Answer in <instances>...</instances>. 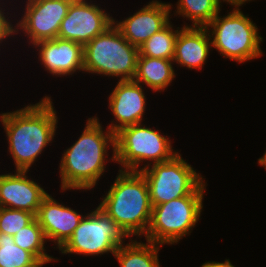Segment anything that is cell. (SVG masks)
Masks as SVG:
<instances>
[{"label":"cell","instance_id":"cell-1","mask_svg":"<svg viewBox=\"0 0 266 267\" xmlns=\"http://www.w3.org/2000/svg\"><path fill=\"white\" fill-rule=\"evenodd\" d=\"M51 100L45 96L36 104L0 114L16 170L28 171L53 140L58 120Z\"/></svg>","mask_w":266,"mask_h":267},{"label":"cell","instance_id":"cell-2","mask_svg":"<svg viewBox=\"0 0 266 267\" xmlns=\"http://www.w3.org/2000/svg\"><path fill=\"white\" fill-rule=\"evenodd\" d=\"M109 145L113 149L111 159L115 161V134L109 129L104 132L97 117L88 118L79 139L62 156L59 165L62 190L92 189L106 170Z\"/></svg>","mask_w":266,"mask_h":267},{"label":"cell","instance_id":"cell-3","mask_svg":"<svg viewBox=\"0 0 266 267\" xmlns=\"http://www.w3.org/2000/svg\"><path fill=\"white\" fill-rule=\"evenodd\" d=\"M99 207L128 237L145 236L151 222L152 205L144 175L140 171L119 170Z\"/></svg>","mask_w":266,"mask_h":267},{"label":"cell","instance_id":"cell-4","mask_svg":"<svg viewBox=\"0 0 266 267\" xmlns=\"http://www.w3.org/2000/svg\"><path fill=\"white\" fill-rule=\"evenodd\" d=\"M139 48L131 45L112 24L103 33L84 45V71L133 80Z\"/></svg>","mask_w":266,"mask_h":267},{"label":"cell","instance_id":"cell-5","mask_svg":"<svg viewBox=\"0 0 266 267\" xmlns=\"http://www.w3.org/2000/svg\"><path fill=\"white\" fill-rule=\"evenodd\" d=\"M205 182L191 195L152 206L146 241L155 244H176L191 233L203 210Z\"/></svg>","mask_w":266,"mask_h":267},{"label":"cell","instance_id":"cell-6","mask_svg":"<svg viewBox=\"0 0 266 267\" xmlns=\"http://www.w3.org/2000/svg\"><path fill=\"white\" fill-rule=\"evenodd\" d=\"M219 13L206 26L211 27L212 47L222 56L243 63L262 55L258 28L239 8H234L227 16Z\"/></svg>","mask_w":266,"mask_h":267},{"label":"cell","instance_id":"cell-7","mask_svg":"<svg viewBox=\"0 0 266 267\" xmlns=\"http://www.w3.org/2000/svg\"><path fill=\"white\" fill-rule=\"evenodd\" d=\"M168 139L142 123L124 127L115 133V161L127 171H140L144 160L153 164L169 161L178 152Z\"/></svg>","mask_w":266,"mask_h":267},{"label":"cell","instance_id":"cell-8","mask_svg":"<svg viewBox=\"0 0 266 267\" xmlns=\"http://www.w3.org/2000/svg\"><path fill=\"white\" fill-rule=\"evenodd\" d=\"M151 164H145L140 172L147 181L152 206L191 195L205 182L179 153L169 161Z\"/></svg>","mask_w":266,"mask_h":267},{"label":"cell","instance_id":"cell-9","mask_svg":"<svg viewBox=\"0 0 266 267\" xmlns=\"http://www.w3.org/2000/svg\"><path fill=\"white\" fill-rule=\"evenodd\" d=\"M128 236L100 207L83 216L73 235L59 249L62 254L103 255L123 245Z\"/></svg>","mask_w":266,"mask_h":267},{"label":"cell","instance_id":"cell-10","mask_svg":"<svg viewBox=\"0 0 266 267\" xmlns=\"http://www.w3.org/2000/svg\"><path fill=\"white\" fill-rule=\"evenodd\" d=\"M73 0H27L26 10L16 27L35 45L58 37L61 21L68 13ZM20 29V30H18Z\"/></svg>","mask_w":266,"mask_h":267},{"label":"cell","instance_id":"cell-11","mask_svg":"<svg viewBox=\"0 0 266 267\" xmlns=\"http://www.w3.org/2000/svg\"><path fill=\"white\" fill-rule=\"evenodd\" d=\"M113 19L95 3L73 0L67 15L61 21L58 37L84 46L110 27Z\"/></svg>","mask_w":266,"mask_h":267},{"label":"cell","instance_id":"cell-12","mask_svg":"<svg viewBox=\"0 0 266 267\" xmlns=\"http://www.w3.org/2000/svg\"><path fill=\"white\" fill-rule=\"evenodd\" d=\"M171 5L162 1H151L123 21L113 19V24L131 45L139 48L170 22Z\"/></svg>","mask_w":266,"mask_h":267},{"label":"cell","instance_id":"cell-13","mask_svg":"<svg viewBox=\"0 0 266 267\" xmlns=\"http://www.w3.org/2000/svg\"><path fill=\"white\" fill-rule=\"evenodd\" d=\"M140 83L134 80L118 81L109 96V108L116 118L107 127L112 133L142 122L146 97Z\"/></svg>","mask_w":266,"mask_h":267},{"label":"cell","instance_id":"cell-14","mask_svg":"<svg viewBox=\"0 0 266 267\" xmlns=\"http://www.w3.org/2000/svg\"><path fill=\"white\" fill-rule=\"evenodd\" d=\"M29 171L0 175V207L26 210L35 216L48 193L26 176Z\"/></svg>","mask_w":266,"mask_h":267},{"label":"cell","instance_id":"cell-15","mask_svg":"<svg viewBox=\"0 0 266 267\" xmlns=\"http://www.w3.org/2000/svg\"><path fill=\"white\" fill-rule=\"evenodd\" d=\"M39 49V58L52 75H72L76 70L84 71V46L71 40L56 37L33 45ZM40 47V48H39Z\"/></svg>","mask_w":266,"mask_h":267},{"label":"cell","instance_id":"cell-16","mask_svg":"<svg viewBox=\"0 0 266 267\" xmlns=\"http://www.w3.org/2000/svg\"><path fill=\"white\" fill-rule=\"evenodd\" d=\"M83 216L72 208L58 203L48 194L42 200L35 217L43 229L46 240L54 241L60 249L73 235Z\"/></svg>","mask_w":266,"mask_h":267},{"label":"cell","instance_id":"cell-17","mask_svg":"<svg viewBox=\"0 0 266 267\" xmlns=\"http://www.w3.org/2000/svg\"><path fill=\"white\" fill-rule=\"evenodd\" d=\"M207 27L183 26L175 42L173 62L188 69H202L212 48Z\"/></svg>","mask_w":266,"mask_h":267},{"label":"cell","instance_id":"cell-18","mask_svg":"<svg viewBox=\"0 0 266 267\" xmlns=\"http://www.w3.org/2000/svg\"><path fill=\"white\" fill-rule=\"evenodd\" d=\"M173 60L138 56L134 81L153 91H164L175 77Z\"/></svg>","mask_w":266,"mask_h":267},{"label":"cell","instance_id":"cell-19","mask_svg":"<svg viewBox=\"0 0 266 267\" xmlns=\"http://www.w3.org/2000/svg\"><path fill=\"white\" fill-rule=\"evenodd\" d=\"M130 241L124 246L120 245L114 254L121 267H160L158 252L162 245Z\"/></svg>","mask_w":266,"mask_h":267},{"label":"cell","instance_id":"cell-20","mask_svg":"<svg viewBox=\"0 0 266 267\" xmlns=\"http://www.w3.org/2000/svg\"><path fill=\"white\" fill-rule=\"evenodd\" d=\"M172 28L173 26L171 22H169L164 28L149 37V39L139 47L138 56L173 60L175 42L180 28L177 30H173Z\"/></svg>","mask_w":266,"mask_h":267},{"label":"cell","instance_id":"cell-21","mask_svg":"<svg viewBox=\"0 0 266 267\" xmlns=\"http://www.w3.org/2000/svg\"><path fill=\"white\" fill-rule=\"evenodd\" d=\"M220 0H179L176 14L192 21L191 27H206L220 13Z\"/></svg>","mask_w":266,"mask_h":267},{"label":"cell","instance_id":"cell-22","mask_svg":"<svg viewBox=\"0 0 266 267\" xmlns=\"http://www.w3.org/2000/svg\"><path fill=\"white\" fill-rule=\"evenodd\" d=\"M13 238L16 245L29 251L35 258H53L45 252L44 244L47 240L36 217Z\"/></svg>","mask_w":266,"mask_h":267},{"label":"cell","instance_id":"cell-23","mask_svg":"<svg viewBox=\"0 0 266 267\" xmlns=\"http://www.w3.org/2000/svg\"><path fill=\"white\" fill-rule=\"evenodd\" d=\"M36 258L15 244L11 235L0 232V267H23Z\"/></svg>","mask_w":266,"mask_h":267},{"label":"cell","instance_id":"cell-24","mask_svg":"<svg viewBox=\"0 0 266 267\" xmlns=\"http://www.w3.org/2000/svg\"><path fill=\"white\" fill-rule=\"evenodd\" d=\"M34 218L35 215L26 210L0 207V232L14 236Z\"/></svg>","mask_w":266,"mask_h":267},{"label":"cell","instance_id":"cell-25","mask_svg":"<svg viewBox=\"0 0 266 267\" xmlns=\"http://www.w3.org/2000/svg\"><path fill=\"white\" fill-rule=\"evenodd\" d=\"M1 7L0 8V43L3 42L4 39H8L6 37H9L10 35H15L16 33V27H13V24L10 22V20H8V18L6 19L5 14V9H3ZM9 21V22H8Z\"/></svg>","mask_w":266,"mask_h":267},{"label":"cell","instance_id":"cell-26","mask_svg":"<svg viewBox=\"0 0 266 267\" xmlns=\"http://www.w3.org/2000/svg\"><path fill=\"white\" fill-rule=\"evenodd\" d=\"M201 267H234L231 262L229 261V259H226L225 262H215V261H209V262H205L203 263V265H201Z\"/></svg>","mask_w":266,"mask_h":267},{"label":"cell","instance_id":"cell-27","mask_svg":"<svg viewBox=\"0 0 266 267\" xmlns=\"http://www.w3.org/2000/svg\"><path fill=\"white\" fill-rule=\"evenodd\" d=\"M53 260L55 261V259L53 258H36L31 264L23 267H42L44 264L49 263Z\"/></svg>","mask_w":266,"mask_h":267},{"label":"cell","instance_id":"cell-28","mask_svg":"<svg viewBox=\"0 0 266 267\" xmlns=\"http://www.w3.org/2000/svg\"><path fill=\"white\" fill-rule=\"evenodd\" d=\"M222 1L230 3L234 8H239V6H242L243 4L251 0H222ZM222 1L220 0V2Z\"/></svg>","mask_w":266,"mask_h":267},{"label":"cell","instance_id":"cell-29","mask_svg":"<svg viewBox=\"0 0 266 267\" xmlns=\"http://www.w3.org/2000/svg\"><path fill=\"white\" fill-rule=\"evenodd\" d=\"M258 164H260L261 166H264L266 169V152L264 153L263 157H260L258 159Z\"/></svg>","mask_w":266,"mask_h":267}]
</instances>
